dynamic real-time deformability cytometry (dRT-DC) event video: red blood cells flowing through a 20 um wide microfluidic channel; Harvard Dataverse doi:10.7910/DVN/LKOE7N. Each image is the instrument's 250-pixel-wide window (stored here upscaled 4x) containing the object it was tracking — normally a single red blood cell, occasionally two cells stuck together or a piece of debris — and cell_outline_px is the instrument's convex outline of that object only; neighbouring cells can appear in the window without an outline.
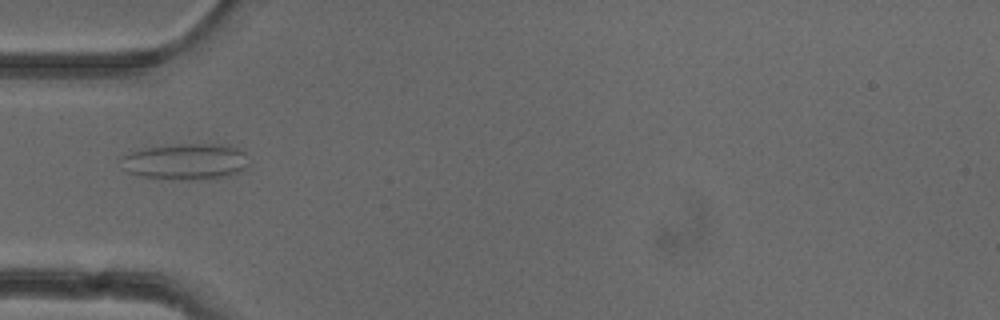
{"species": "common noctule bat (a hibernating species)", "species_latin": "Nyctalus noctula", "temperature_condition": "cold", "stored_images_in_passage": 5, "camera_frame_rate_fps": 3000, "um_per_image_px": 0.085, "animal": {"sex": "female"}, "frame": {"image": 1, "passage_image": 4, "time_ms": 1.0, "image_size_px": [1000, 320], "cell_outline_px": [[248, 164], [244, 168], [228, 176], [212, 180], [172, 180], [144, 176], [128, 172], [120, 168], [120, 156], [144, 148], [172, 144], [220, 144], [236, 148], [244, 152]], "centroid_in_image_um": [15.73, 13.75], "position_along_channel_um": 69.3, "area_um2": 27.28}}
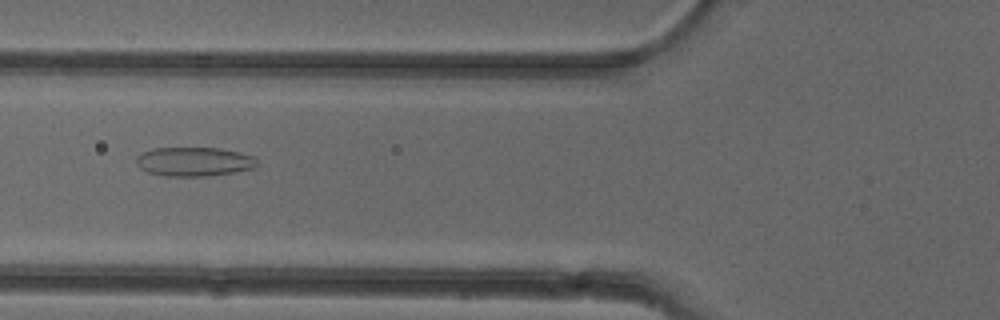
{"frame": {"image": 2, "passage_image": 5, "time_ms": 1.333, "image_size_px": [1000, 320], "cell_outline_px": [[256, 164], [252, 168], [236, 172], [208, 176], [164, 176], [148, 172], [140, 168], [136, 164], [136, 156], [140, 152], [152, 148], [220, 148], [240, 152], [256, 156]], "centroid_in_image_um": [16.47, 13.73], "position_along_channel_um": 109.3, "area_um2": 20.69}}